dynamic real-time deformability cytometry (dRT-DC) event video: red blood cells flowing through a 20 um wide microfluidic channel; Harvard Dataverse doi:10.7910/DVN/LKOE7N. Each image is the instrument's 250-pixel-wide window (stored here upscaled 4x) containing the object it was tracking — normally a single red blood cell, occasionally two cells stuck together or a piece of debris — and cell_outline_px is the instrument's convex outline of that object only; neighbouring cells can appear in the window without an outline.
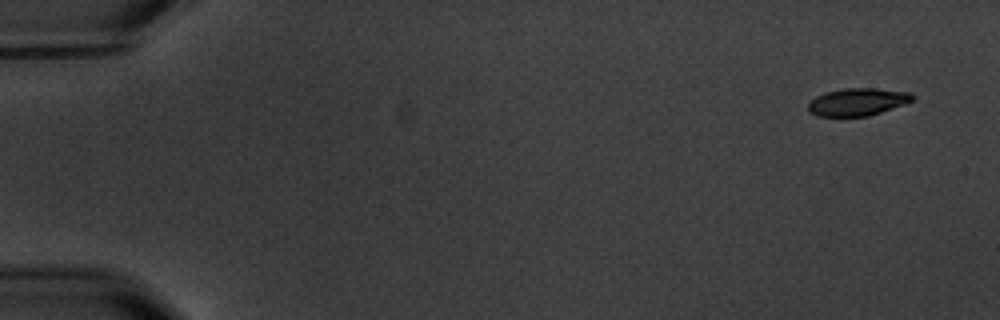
{"species": "common noctule bat (a hibernating species)", "species_latin": "Nyctalus noctula", "temperature_condition": "warm", "stored_images_in_passage": 5, "camera_frame_rate_fps": 3000, "um_per_image_px": 0.085, "animal": {"sex": "male", "body_mass_g": 20.1, "forearm_length_mm": 53.5}, "frame": {"image": 1, "passage_image": 1, "time_ms": 0.0, "image_size_px": [1000, 320], "cell_outline_px": [[916, 96], [912, 100], [904, 104], [868, 116], [820, 116], [808, 112], [808, 104], [816, 96], [828, 92], [844, 88], [872, 88], [912, 92]], "centroid_in_image_um": [72.91, 8.66], "position_along_channel_um": 12.1, "area_um2": 16.59}}
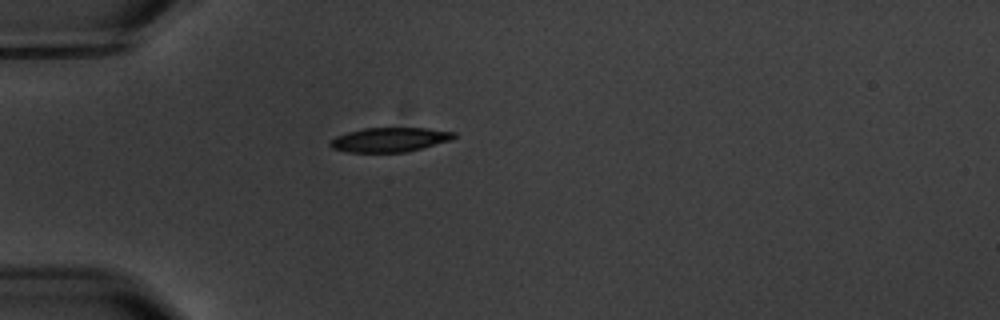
{"frame": {"image": 2, "passage_image": 4, "time_ms": 4.667, "image_size_px": [1000, 320], "cell_outline_px": [[456, 136], [452, 140], [404, 152], [348, 152], [332, 148], [328, 144], [328, 140], [336, 136], [348, 132], [364, 128], [428, 128], [456, 132]], "centroid_in_image_um": [33.1, 11.86], "position_along_channel_um": 51.9, "area_um2": 17.57}}